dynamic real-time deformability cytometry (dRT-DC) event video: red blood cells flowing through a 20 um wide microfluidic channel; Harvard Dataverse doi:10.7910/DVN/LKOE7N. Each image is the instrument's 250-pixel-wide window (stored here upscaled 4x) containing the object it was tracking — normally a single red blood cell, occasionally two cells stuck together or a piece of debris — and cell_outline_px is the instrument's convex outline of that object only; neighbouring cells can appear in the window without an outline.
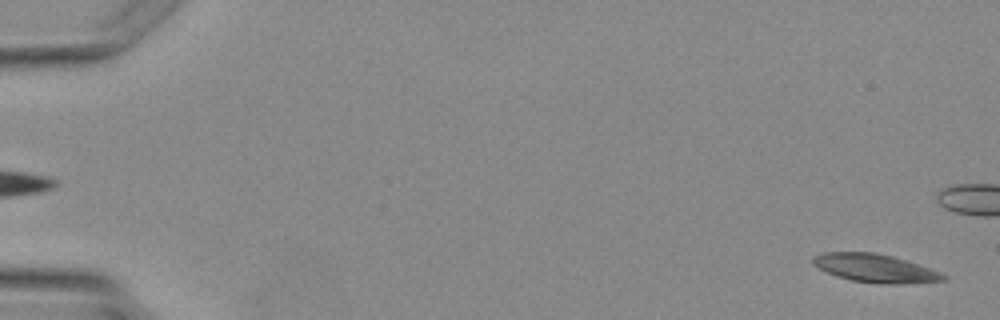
{"species": "Egyptian fruit bat (a non-hibernating species)", "species_latin": "Rousettus aegyptiacus", "temperature_condition": "warm", "stored_images_in_passage": 3, "camera_frame_rate_fps": 3000, "um_per_image_px": 0.085, "animal": {"sex": "female"}, "frame": {"image": 1, "passage_image": 3, "time_ms": 3.333, "image_size_px": [1000, 320], "cell_outline_px": [[948, 280], [900, 284], [892, 284], [852, 280], [836, 276], [812, 264], [812, 256], [824, 252], [876, 252], [892, 256], [940, 272], [948, 276]], "centroid_in_image_um": [74.38, 22.79], "position_along_channel_um": 10.6, "area_um2": 21.21}}